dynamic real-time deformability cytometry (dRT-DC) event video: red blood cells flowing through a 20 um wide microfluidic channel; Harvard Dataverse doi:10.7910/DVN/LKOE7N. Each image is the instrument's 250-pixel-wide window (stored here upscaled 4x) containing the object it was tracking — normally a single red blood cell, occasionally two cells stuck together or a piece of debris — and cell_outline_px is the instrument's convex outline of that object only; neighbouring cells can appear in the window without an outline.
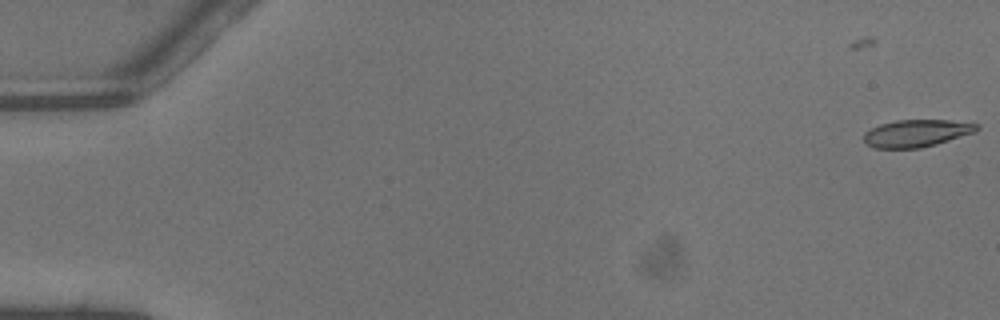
{"species": "common noctule bat (a hibernating species)", "species_latin": "Nyctalus noctula", "temperature_condition": "warm", "stored_images_in_passage": 3, "camera_frame_rate_fps": 3000, "um_per_image_px": 0.085, "animal": {"sex": "male", "body_mass_g": 13.3}, "frame": {"image": 1, "passage_image": 3, "time_ms": 0.667, "image_size_px": [1000, 320], "cell_outline_px": [[980, 128], [976, 132], [936, 144], [920, 148], [876, 148], [868, 144], [864, 140], [864, 132], [880, 124], [896, 120], [948, 120], [980, 124]], "centroid_in_image_um": [77.94, 11.32], "position_along_channel_um": 7.1, "area_um2": 17.92}}